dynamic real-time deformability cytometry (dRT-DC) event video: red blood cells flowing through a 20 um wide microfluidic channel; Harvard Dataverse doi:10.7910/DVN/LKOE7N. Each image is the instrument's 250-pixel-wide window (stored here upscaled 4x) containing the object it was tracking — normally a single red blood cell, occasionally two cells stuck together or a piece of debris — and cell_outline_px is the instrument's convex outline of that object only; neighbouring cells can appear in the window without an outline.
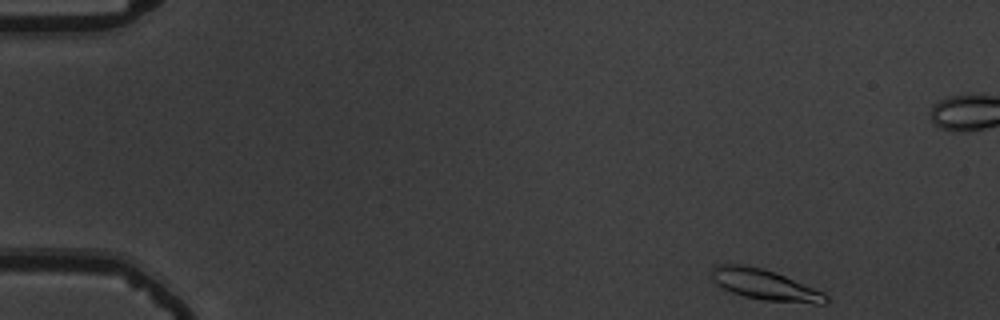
{"species": "common noctule bat (a hibernating species)", "species_latin": "Nyctalus noctula", "temperature_condition": "warm", "stored_images_in_passage": 52, "camera_frame_rate_fps": 3000, "um_per_image_px": 0.085, "animal": {"sex": "male", "body_mass_g": 19.5, "forearm_length_mm": 54.6}, "frame": {"image": 1, "passage_image": 1, "time_ms": 0.0, "image_size_px": [1000, 320], "cell_outline_px": [[828, 300], [824, 304], [812, 304], [764, 300], [744, 296], [732, 292], [716, 284], [712, 280], [712, 268], [716, 264], [744, 264], [764, 268], [776, 272], [824, 292], [828, 296]], "centroid_in_image_um": [65.03, 24.19], "position_along_channel_um": 20.0, "area_um2": 20.58}}
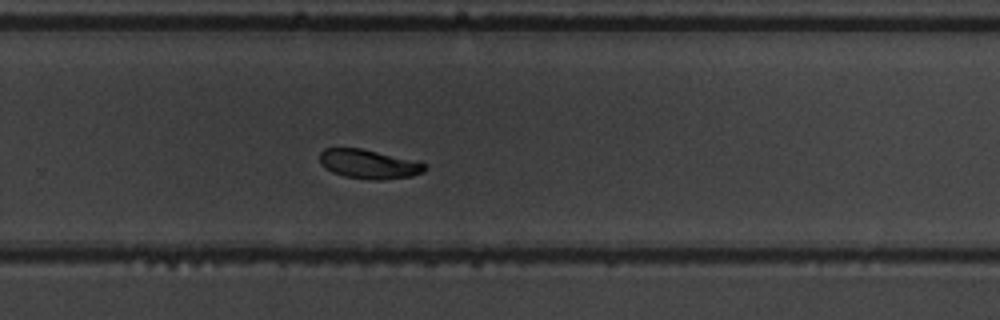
{"frame": {"image": 2, "passage_image": 33, "time_ms": 10.667, "image_size_px": [1000, 320], "cell_outline_px": [[428, 168], [424, 172], [412, 176], [380, 180], [368, 180], [344, 176], [332, 172], [324, 168], [320, 164], [320, 152], [324, 148], [360, 148], [420, 160], [428, 164]], "centroid_in_image_um": [31.41, 13.94], "position_along_channel_um": 298.4, "area_um2": 18.38}}
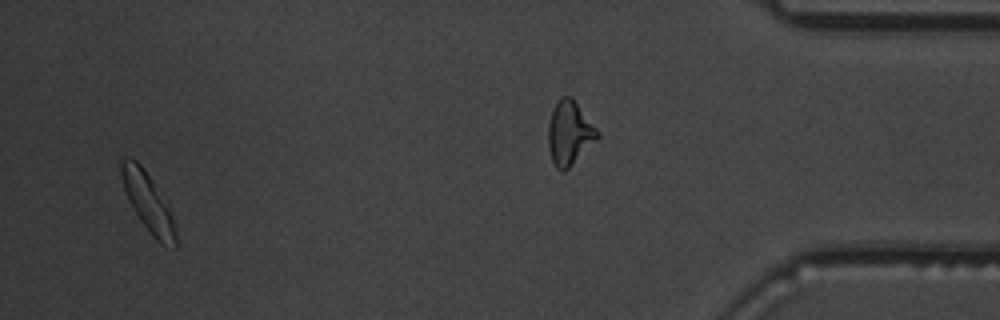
{"frame": {"image": 3, "passage_image": 49, "time_ms": 16.0, "image_size_px": [1000, 320], "cell_outline_px": [[176, 248], [156, 240], [152, 236], [140, 220], [128, 200], [120, 176], [120, 160], [128, 156], [136, 160], [140, 164], [152, 180], [168, 204], [176, 224]], "centroid_in_image_um": [12.58, 17.17], "position_along_channel_um": 422.6, "area_um2": 18.55}, "authors_computed_cell_mechanics": {"area_um2": 19.1318, "velocity_mm_per_s": 3.6738, "shape_relaxation_time_tau1_ms": 2.0908, "shape_relaxation_time_tau2_ms": null, "deformation_change_tau1": 0.1247, "deformation_change_tau2": null}}